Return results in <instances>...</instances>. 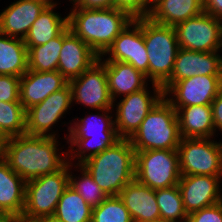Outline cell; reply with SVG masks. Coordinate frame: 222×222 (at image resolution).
<instances>
[{
  "instance_id": "cell-3",
  "label": "cell",
  "mask_w": 222,
  "mask_h": 222,
  "mask_svg": "<svg viewBox=\"0 0 222 222\" xmlns=\"http://www.w3.org/2000/svg\"><path fill=\"white\" fill-rule=\"evenodd\" d=\"M132 20L125 11L115 7L96 9L72 7L68 12L70 30L99 57L107 51Z\"/></svg>"
},
{
  "instance_id": "cell-11",
  "label": "cell",
  "mask_w": 222,
  "mask_h": 222,
  "mask_svg": "<svg viewBox=\"0 0 222 222\" xmlns=\"http://www.w3.org/2000/svg\"><path fill=\"white\" fill-rule=\"evenodd\" d=\"M71 106H73L72 90L67 84L61 90L49 95L43 102L26 110V134L59 138L58 129L55 131L53 128L58 127V122L66 113L69 114Z\"/></svg>"
},
{
  "instance_id": "cell-21",
  "label": "cell",
  "mask_w": 222,
  "mask_h": 222,
  "mask_svg": "<svg viewBox=\"0 0 222 222\" xmlns=\"http://www.w3.org/2000/svg\"><path fill=\"white\" fill-rule=\"evenodd\" d=\"M134 222H153L160 219L155 190L133 179L118 195Z\"/></svg>"
},
{
  "instance_id": "cell-14",
  "label": "cell",
  "mask_w": 222,
  "mask_h": 222,
  "mask_svg": "<svg viewBox=\"0 0 222 222\" xmlns=\"http://www.w3.org/2000/svg\"><path fill=\"white\" fill-rule=\"evenodd\" d=\"M72 90V104L83 105L89 110L113 109L104 60L101 57L82 75L68 82Z\"/></svg>"
},
{
  "instance_id": "cell-24",
  "label": "cell",
  "mask_w": 222,
  "mask_h": 222,
  "mask_svg": "<svg viewBox=\"0 0 222 222\" xmlns=\"http://www.w3.org/2000/svg\"><path fill=\"white\" fill-rule=\"evenodd\" d=\"M26 181L0 155V212L21 218L25 207Z\"/></svg>"
},
{
  "instance_id": "cell-19",
  "label": "cell",
  "mask_w": 222,
  "mask_h": 222,
  "mask_svg": "<svg viewBox=\"0 0 222 222\" xmlns=\"http://www.w3.org/2000/svg\"><path fill=\"white\" fill-rule=\"evenodd\" d=\"M67 84L68 81L58 71L39 72L28 69L20 77V103L27 110Z\"/></svg>"
},
{
  "instance_id": "cell-12",
  "label": "cell",
  "mask_w": 222,
  "mask_h": 222,
  "mask_svg": "<svg viewBox=\"0 0 222 222\" xmlns=\"http://www.w3.org/2000/svg\"><path fill=\"white\" fill-rule=\"evenodd\" d=\"M181 49L198 52H222V20L202 12L175 27Z\"/></svg>"
},
{
  "instance_id": "cell-2",
  "label": "cell",
  "mask_w": 222,
  "mask_h": 222,
  "mask_svg": "<svg viewBox=\"0 0 222 222\" xmlns=\"http://www.w3.org/2000/svg\"><path fill=\"white\" fill-rule=\"evenodd\" d=\"M113 111V109H98V112L94 114L92 112L90 114L89 111L84 118L76 116L72 117L73 119L68 123L62 122L64 127L69 125L68 134L62 138L67 139L66 151L69 163L81 164L121 139L114 126Z\"/></svg>"
},
{
  "instance_id": "cell-43",
  "label": "cell",
  "mask_w": 222,
  "mask_h": 222,
  "mask_svg": "<svg viewBox=\"0 0 222 222\" xmlns=\"http://www.w3.org/2000/svg\"><path fill=\"white\" fill-rule=\"evenodd\" d=\"M32 1H36V2L42 3V4H44L46 7H47V6L56 5V4L61 5V4L58 3V1H56V0H32Z\"/></svg>"
},
{
  "instance_id": "cell-41",
  "label": "cell",
  "mask_w": 222,
  "mask_h": 222,
  "mask_svg": "<svg viewBox=\"0 0 222 222\" xmlns=\"http://www.w3.org/2000/svg\"><path fill=\"white\" fill-rule=\"evenodd\" d=\"M31 222H62V221L55 215H45L38 217Z\"/></svg>"
},
{
  "instance_id": "cell-31",
  "label": "cell",
  "mask_w": 222,
  "mask_h": 222,
  "mask_svg": "<svg viewBox=\"0 0 222 222\" xmlns=\"http://www.w3.org/2000/svg\"><path fill=\"white\" fill-rule=\"evenodd\" d=\"M161 219L176 222H187L182 195L178 185L155 190Z\"/></svg>"
},
{
  "instance_id": "cell-28",
  "label": "cell",
  "mask_w": 222,
  "mask_h": 222,
  "mask_svg": "<svg viewBox=\"0 0 222 222\" xmlns=\"http://www.w3.org/2000/svg\"><path fill=\"white\" fill-rule=\"evenodd\" d=\"M54 215L62 222H91L92 207L68 186L57 203Z\"/></svg>"
},
{
  "instance_id": "cell-4",
  "label": "cell",
  "mask_w": 222,
  "mask_h": 222,
  "mask_svg": "<svg viewBox=\"0 0 222 222\" xmlns=\"http://www.w3.org/2000/svg\"><path fill=\"white\" fill-rule=\"evenodd\" d=\"M81 165L105 194L118 196L122 189L135 179V149L130 139L121 138Z\"/></svg>"
},
{
  "instance_id": "cell-15",
  "label": "cell",
  "mask_w": 222,
  "mask_h": 222,
  "mask_svg": "<svg viewBox=\"0 0 222 222\" xmlns=\"http://www.w3.org/2000/svg\"><path fill=\"white\" fill-rule=\"evenodd\" d=\"M222 89V76L198 75L175 82L164 97L173 107L211 105Z\"/></svg>"
},
{
  "instance_id": "cell-9",
  "label": "cell",
  "mask_w": 222,
  "mask_h": 222,
  "mask_svg": "<svg viewBox=\"0 0 222 222\" xmlns=\"http://www.w3.org/2000/svg\"><path fill=\"white\" fill-rule=\"evenodd\" d=\"M177 152L181 175L222 176L221 140L181 138Z\"/></svg>"
},
{
  "instance_id": "cell-1",
  "label": "cell",
  "mask_w": 222,
  "mask_h": 222,
  "mask_svg": "<svg viewBox=\"0 0 222 222\" xmlns=\"http://www.w3.org/2000/svg\"><path fill=\"white\" fill-rule=\"evenodd\" d=\"M58 139L28 134L9 137L1 157L25 181L54 173L68 163V152H60Z\"/></svg>"
},
{
  "instance_id": "cell-17",
  "label": "cell",
  "mask_w": 222,
  "mask_h": 222,
  "mask_svg": "<svg viewBox=\"0 0 222 222\" xmlns=\"http://www.w3.org/2000/svg\"><path fill=\"white\" fill-rule=\"evenodd\" d=\"M222 176L181 175L178 186L187 214L222 201Z\"/></svg>"
},
{
  "instance_id": "cell-23",
  "label": "cell",
  "mask_w": 222,
  "mask_h": 222,
  "mask_svg": "<svg viewBox=\"0 0 222 222\" xmlns=\"http://www.w3.org/2000/svg\"><path fill=\"white\" fill-rule=\"evenodd\" d=\"M181 138H215L211 105L174 107Z\"/></svg>"
},
{
  "instance_id": "cell-40",
  "label": "cell",
  "mask_w": 222,
  "mask_h": 222,
  "mask_svg": "<svg viewBox=\"0 0 222 222\" xmlns=\"http://www.w3.org/2000/svg\"><path fill=\"white\" fill-rule=\"evenodd\" d=\"M20 217L8 212H0V222H19Z\"/></svg>"
},
{
  "instance_id": "cell-25",
  "label": "cell",
  "mask_w": 222,
  "mask_h": 222,
  "mask_svg": "<svg viewBox=\"0 0 222 222\" xmlns=\"http://www.w3.org/2000/svg\"><path fill=\"white\" fill-rule=\"evenodd\" d=\"M203 12V0H152L148 18L152 21L175 27Z\"/></svg>"
},
{
  "instance_id": "cell-36",
  "label": "cell",
  "mask_w": 222,
  "mask_h": 222,
  "mask_svg": "<svg viewBox=\"0 0 222 222\" xmlns=\"http://www.w3.org/2000/svg\"><path fill=\"white\" fill-rule=\"evenodd\" d=\"M187 222H222V201L188 214Z\"/></svg>"
},
{
  "instance_id": "cell-29",
  "label": "cell",
  "mask_w": 222,
  "mask_h": 222,
  "mask_svg": "<svg viewBox=\"0 0 222 222\" xmlns=\"http://www.w3.org/2000/svg\"><path fill=\"white\" fill-rule=\"evenodd\" d=\"M62 44L63 32L44 45L27 47L28 69L39 72L58 71Z\"/></svg>"
},
{
  "instance_id": "cell-6",
  "label": "cell",
  "mask_w": 222,
  "mask_h": 222,
  "mask_svg": "<svg viewBox=\"0 0 222 222\" xmlns=\"http://www.w3.org/2000/svg\"><path fill=\"white\" fill-rule=\"evenodd\" d=\"M143 37L149 59V81L162 86L173 72L180 49L175 28L145 17Z\"/></svg>"
},
{
  "instance_id": "cell-42",
  "label": "cell",
  "mask_w": 222,
  "mask_h": 222,
  "mask_svg": "<svg viewBox=\"0 0 222 222\" xmlns=\"http://www.w3.org/2000/svg\"><path fill=\"white\" fill-rule=\"evenodd\" d=\"M8 137L0 129V155L3 153L5 146L7 145Z\"/></svg>"
},
{
  "instance_id": "cell-7",
  "label": "cell",
  "mask_w": 222,
  "mask_h": 222,
  "mask_svg": "<svg viewBox=\"0 0 222 222\" xmlns=\"http://www.w3.org/2000/svg\"><path fill=\"white\" fill-rule=\"evenodd\" d=\"M69 186V162L59 171L26 181L25 207L20 220L54 215L57 203Z\"/></svg>"
},
{
  "instance_id": "cell-32",
  "label": "cell",
  "mask_w": 222,
  "mask_h": 222,
  "mask_svg": "<svg viewBox=\"0 0 222 222\" xmlns=\"http://www.w3.org/2000/svg\"><path fill=\"white\" fill-rule=\"evenodd\" d=\"M0 129L8 138L26 134V110L20 102L0 101Z\"/></svg>"
},
{
  "instance_id": "cell-34",
  "label": "cell",
  "mask_w": 222,
  "mask_h": 222,
  "mask_svg": "<svg viewBox=\"0 0 222 222\" xmlns=\"http://www.w3.org/2000/svg\"><path fill=\"white\" fill-rule=\"evenodd\" d=\"M114 7L125 11L132 19L148 17L152 0H114Z\"/></svg>"
},
{
  "instance_id": "cell-44",
  "label": "cell",
  "mask_w": 222,
  "mask_h": 222,
  "mask_svg": "<svg viewBox=\"0 0 222 222\" xmlns=\"http://www.w3.org/2000/svg\"><path fill=\"white\" fill-rule=\"evenodd\" d=\"M153 222H176V221H171V220H165V219H157V220H155V221H153Z\"/></svg>"
},
{
  "instance_id": "cell-8",
  "label": "cell",
  "mask_w": 222,
  "mask_h": 222,
  "mask_svg": "<svg viewBox=\"0 0 222 222\" xmlns=\"http://www.w3.org/2000/svg\"><path fill=\"white\" fill-rule=\"evenodd\" d=\"M181 177L177 149L135 151V179L153 190L178 185Z\"/></svg>"
},
{
  "instance_id": "cell-30",
  "label": "cell",
  "mask_w": 222,
  "mask_h": 222,
  "mask_svg": "<svg viewBox=\"0 0 222 222\" xmlns=\"http://www.w3.org/2000/svg\"><path fill=\"white\" fill-rule=\"evenodd\" d=\"M76 170L80 173L79 175L72 173ZM69 186L77 191L92 208L101 204L108 197L81 164L69 163Z\"/></svg>"
},
{
  "instance_id": "cell-39",
  "label": "cell",
  "mask_w": 222,
  "mask_h": 222,
  "mask_svg": "<svg viewBox=\"0 0 222 222\" xmlns=\"http://www.w3.org/2000/svg\"><path fill=\"white\" fill-rule=\"evenodd\" d=\"M203 11L222 20V0H203Z\"/></svg>"
},
{
  "instance_id": "cell-5",
  "label": "cell",
  "mask_w": 222,
  "mask_h": 222,
  "mask_svg": "<svg viewBox=\"0 0 222 222\" xmlns=\"http://www.w3.org/2000/svg\"><path fill=\"white\" fill-rule=\"evenodd\" d=\"M135 151L177 149L181 135L177 112L163 96L130 138Z\"/></svg>"
},
{
  "instance_id": "cell-38",
  "label": "cell",
  "mask_w": 222,
  "mask_h": 222,
  "mask_svg": "<svg viewBox=\"0 0 222 222\" xmlns=\"http://www.w3.org/2000/svg\"><path fill=\"white\" fill-rule=\"evenodd\" d=\"M71 7L81 8H113L114 0H69Z\"/></svg>"
},
{
  "instance_id": "cell-18",
  "label": "cell",
  "mask_w": 222,
  "mask_h": 222,
  "mask_svg": "<svg viewBox=\"0 0 222 222\" xmlns=\"http://www.w3.org/2000/svg\"><path fill=\"white\" fill-rule=\"evenodd\" d=\"M99 56L69 28L63 31L58 72L69 82L82 75Z\"/></svg>"
},
{
  "instance_id": "cell-13",
  "label": "cell",
  "mask_w": 222,
  "mask_h": 222,
  "mask_svg": "<svg viewBox=\"0 0 222 222\" xmlns=\"http://www.w3.org/2000/svg\"><path fill=\"white\" fill-rule=\"evenodd\" d=\"M100 57L104 62L118 61L130 64L149 80V59L143 37V18L133 19Z\"/></svg>"
},
{
  "instance_id": "cell-33",
  "label": "cell",
  "mask_w": 222,
  "mask_h": 222,
  "mask_svg": "<svg viewBox=\"0 0 222 222\" xmlns=\"http://www.w3.org/2000/svg\"><path fill=\"white\" fill-rule=\"evenodd\" d=\"M91 222H134L119 196H108L92 208Z\"/></svg>"
},
{
  "instance_id": "cell-27",
  "label": "cell",
  "mask_w": 222,
  "mask_h": 222,
  "mask_svg": "<svg viewBox=\"0 0 222 222\" xmlns=\"http://www.w3.org/2000/svg\"><path fill=\"white\" fill-rule=\"evenodd\" d=\"M28 71V53L23 39L0 33V75L23 76Z\"/></svg>"
},
{
  "instance_id": "cell-35",
  "label": "cell",
  "mask_w": 222,
  "mask_h": 222,
  "mask_svg": "<svg viewBox=\"0 0 222 222\" xmlns=\"http://www.w3.org/2000/svg\"><path fill=\"white\" fill-rule=\"evenodd\" d=\"M0 101L20 102V77L0 75Z\"/></svg>"
},
{
  "instance_id": "cell-16",
  "label": "cell",
  "mask_w": 222,
  "mask_h": 222,
  "mask_svg": "<svg viewBox=\"0 0 222 222\" xmlns=\"http://www.w3.org/2000/svg\"><path fill=\"white\" fill-rule=\"evenodd\" d=\"M198 75L222 76L220 52H198L179 49L173 72L162 85L165 93L175 82Z\"/></svg>"
},
{
  "instance_id": "cell-22",
  "label": "cell",
  "mask_w": 222,
  "mask_h": 222,
  "mask_svg": "<svg viewBox=\"0 0 222 222\" xmlns=\"http://www.w3.org/2000/svg\"><path fill=\"white\" fill-rule=\"evenodd\" d=\"M108 89L113 101L146 88V75L124 62H104Z\"/></svg>"
},
{
  "instance_id": "cell-37",
  "label": "cell",
  "mask_w": 222,
  "mask_h": 222,
  "mask_svg": "<svg viewBox=\"0 0 222 222\" xmlns=\"http://www.w3.org/2000/svg\"><path fill=\"white\" fill-rule=\"evenodd\" d=\"M213 124L217 133L222 134V89L211 103Z\"/></svg>"
},
{
  "instance_id": "cell-26",
  "label": "cell",
  "mask_w": 222,
  "mask_h": 222,
  "mask_svg": "<svg viewBox=\"0 0 222 222\" xmlns=\"http://www.w3.org/2000/svg\"><path fill=\"white\" fill-rule=\"evenodd\" d=\"M57 5L47 6L39 14L24 38L26 47L44 45L68 27V14L61 16L60 12L55 10Z\"/></svg>"
},
{
  "instance_id": "cell-20",
  "label": "cell",
  "mask_w": 222,
  "mask_h": 222,
  "mask_svg": "<svg viewBox=\"0 0 222 222\" xmlns=\"http://www.w3.org/2000/svg\"><path fill=\"white\" fill-rule=\"evenodd\" d=\"M45 7L32 0H14L0 12V33L24 40Z\"/></svg>"
},
{
  "instance_id": "cell-10",
  "label": "cell",
  "mask_w": 222,
  "mask_h": 222,
  "mask_svg": "<svg viewBox=\"0 0 222 222\" xmlns=\"http://www.w3.org/2000/svg\"><path fill=\"white\" fill-rule=\"evenodd\" d=\"M149 84L150 87L121 97L119 101H113L114 126L120 138L130 139L150 110L164 96L162 86Z\"/></svg>"
}]
</instances>
